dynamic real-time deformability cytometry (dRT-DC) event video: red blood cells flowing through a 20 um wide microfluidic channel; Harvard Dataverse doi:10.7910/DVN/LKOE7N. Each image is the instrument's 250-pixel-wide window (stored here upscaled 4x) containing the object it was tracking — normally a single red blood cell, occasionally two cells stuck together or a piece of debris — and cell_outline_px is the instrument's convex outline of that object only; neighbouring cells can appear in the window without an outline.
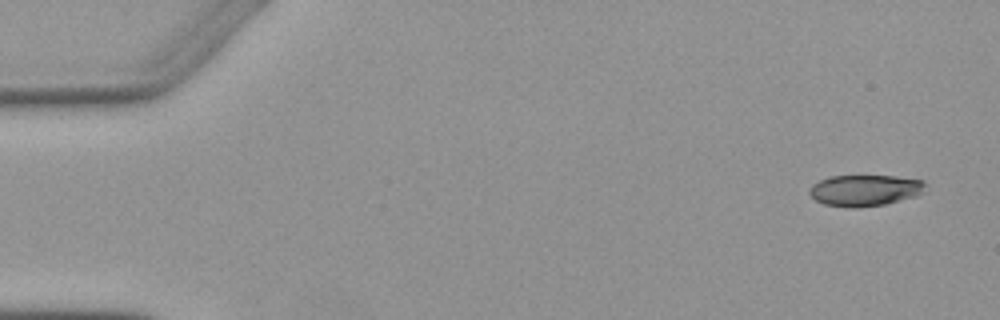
{"species": "Egyptian fruit bat (a non-hibernating species)", "species_latin": "Rousettus aegyptiacus", "temperature_condition": "warm", "stored_images_in_passage": 6, "camera_frame_rate_fps": 3000, "um_per_image_px": 0.085, "animal": {"sex": "female"}, "frame": {"image": 1, "passage_image": 1, "time_ms": 0.0, "image_size_px": [1000, 320], "cell_outline_px": [[924, 192], [916, 196], [884, 204], [856, 208], [848, 208], [824, 204], [816, 200], [808, 192], [808, 188], [812, 184], [828, 176], [896, 176], [924, 180]], "centroid_in_image_um": [73.49, 16.18], "position_along_channel_um": 11.5, "area_um2": 21.21}}
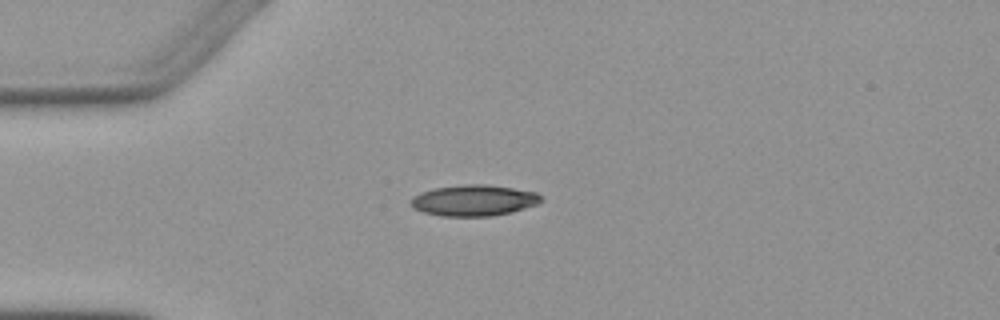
{"frame": {"image": 2, "passage_image": 4, "time_ms": 3.667, "image_size_px": [1000, 320], "cell_outline_px": [[544, 200], [536, 204], [512, 212], [492, 216], [440, 216], [424, 212], [412, 208], [408, 204], [412, 196], [420, 192], [432, 188], [464, 184], [484, 184], [512, 188], [536, 192]], "centroid_in_image_um": [40.21, 17.03], "position_along_channel_um": 44.8, "area_um2": 23.76}}